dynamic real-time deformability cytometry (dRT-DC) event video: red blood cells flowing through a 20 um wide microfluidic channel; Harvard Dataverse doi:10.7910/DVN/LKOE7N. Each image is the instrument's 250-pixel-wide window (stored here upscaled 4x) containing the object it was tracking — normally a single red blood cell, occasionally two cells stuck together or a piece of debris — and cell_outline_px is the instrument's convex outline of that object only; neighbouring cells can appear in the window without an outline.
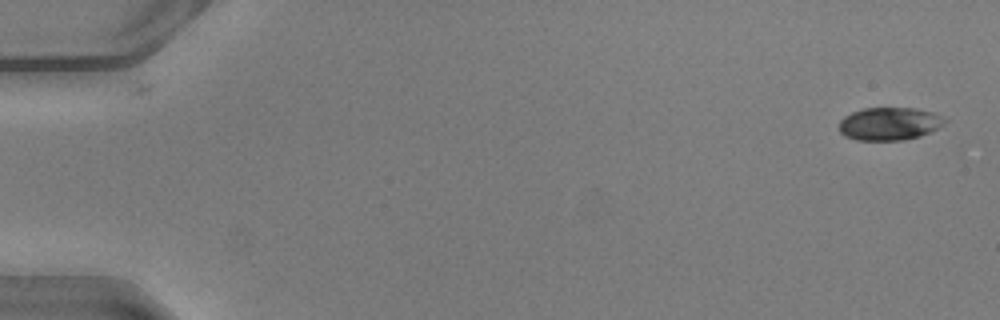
{"species": "common noctule bat (a hibernating species)", "species_latin": "Nyctalus noctula", "temperature_condition": "warm", "stored_images_in_passage": 50, "camera_frame_rate_fps": 3000, "um_per_image_px": 0.085, "animal": {"sex": "male", "body_mass_g": 20.5, "forearm_length_mm": 52.5}, "frame": {"image": 1, "passage_image": 1, "time_ms": 0.0, "image_size_px": [1000, 320], "cell_outline_px": [[948, 120], [944, 124], [920, 136], [904, 140], [856, 140], [844, 136], [840, 132], [840, 120], [844, 116], [852, 112], [864, 108], [916, 108], [932, 112]], "centroid_in_image_um": [75.58, 10.52], "position_along_channel_um": 9.4, "area_um2": 20.17}}
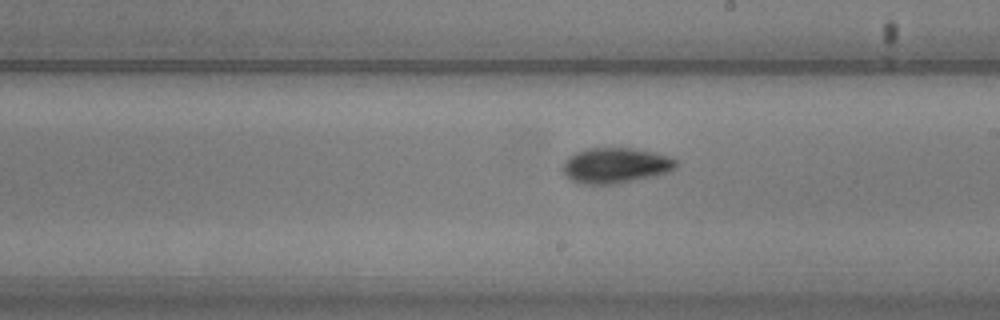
{"frame": {"image": 2, "passage_image": 29, "time_ms": 9.333, "image_size_px": [1000, 320], "cell_outline_px": [[676, 168], [660, 176], [616, 184], [584, 184], [572, 180], [564, 172], [564, 164], [568, 156], [576, 152], [588, 148], [632, 148], [656, 152], [668, 156], [676, 160]], "centroid_in_image_um": [52.38, 14.07], "position_along_channel_um": 236.6, "area_um2": 23.52}}
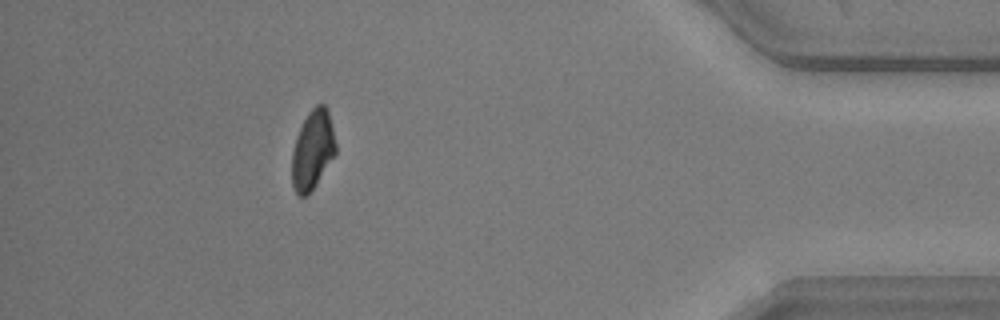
{"frame": {"image": 3, "passage_image": 45, "time_ms": 14.667, "image_size_px": [1000, 320], "cell_outline_px": [[336, 152], [316, 184], [308, 196], [300, 196], [296, 192], [292, 184], [292, 152], [296, 136], [308, 112], [316, 104], [324, 104], [328, 112], [336, 144]], "centroid_in_image_um": [26.56, 12.75], "position_along_channel_um": 408.6, "area_um2": 19.94}, "authors_computed_cell_mechanics": {"area_um2": 20.8947, "velocity_mm_per_s": 4.08, "shape_relaxation_time_tau1_ms": 2.0854, "shape_relaxation_time_tau2_ms": 4.4549, "deformation_change_tau1": 0.1265, "deformation_change_tau2": 0.0599}}